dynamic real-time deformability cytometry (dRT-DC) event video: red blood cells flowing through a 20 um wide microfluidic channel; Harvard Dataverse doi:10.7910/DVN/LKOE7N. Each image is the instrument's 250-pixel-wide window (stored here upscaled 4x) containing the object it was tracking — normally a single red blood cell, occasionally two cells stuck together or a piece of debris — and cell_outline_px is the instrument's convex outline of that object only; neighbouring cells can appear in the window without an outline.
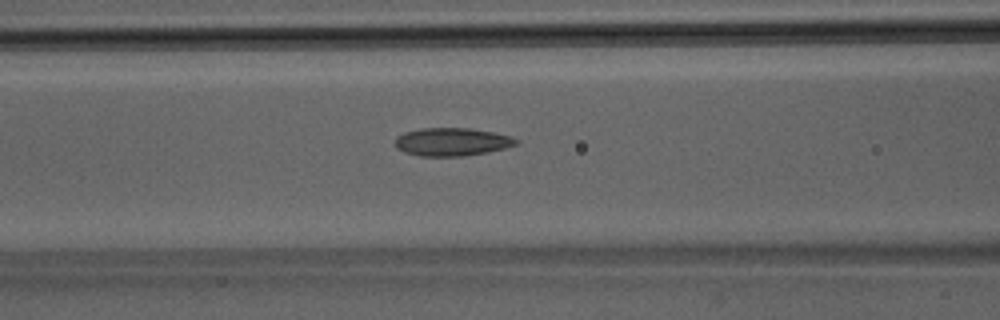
{"species": "Egyptian fruit bat (a non-hibernating species)", "species_latin": "Rousettus aegyptiacus", "temperature_condition": "room temperature", "stored_images_in_passage": 40, "camera_frame_rate_fps": 3000, "um_per_image_px": 0.085, "animal": {"sex": "male"}, "frame": {"image": 1, "passage_image": 17, "time_ms": 5.333, "image_size_px": [1000, 320], "cell_outline_px": [[520, 144], [488, 152], [464, 156], [420, 156], [404, 152], [396, 148], [396, 136], [404, 132], [420, 128], [468, 128], [492, 132], [512, 136], [520, 140]], "centroid_in_image_um": [38.43, 12.06], "position_along_channel_um": 128.2, "area_um2": 19.94}}
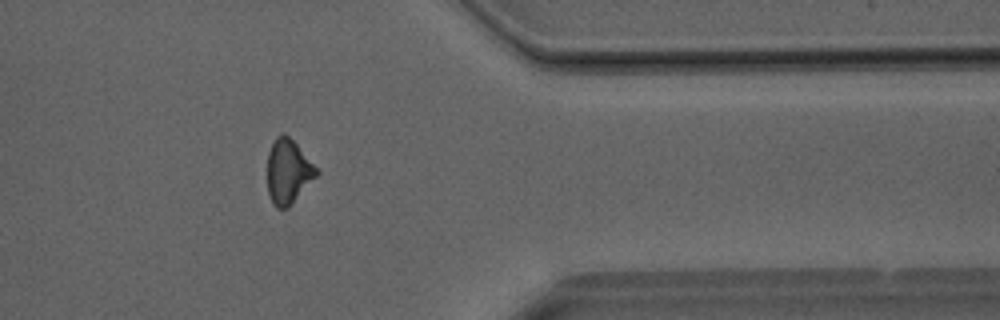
{"frame": {"image": 2, "passage_image": 33, "time_ms": 10.667, "image_size_px": [1000, 320], "cell_outline_px": [[320, 172], [288, 208], [276, 208], [272, 204], [268, 192], [268, 152], [276, 136], [284, 132], [296, 144]], "centroid_in_image_um": [24.48, 14.59], "position_along_channel_um": 386.9, "area_um2": 18.21}}
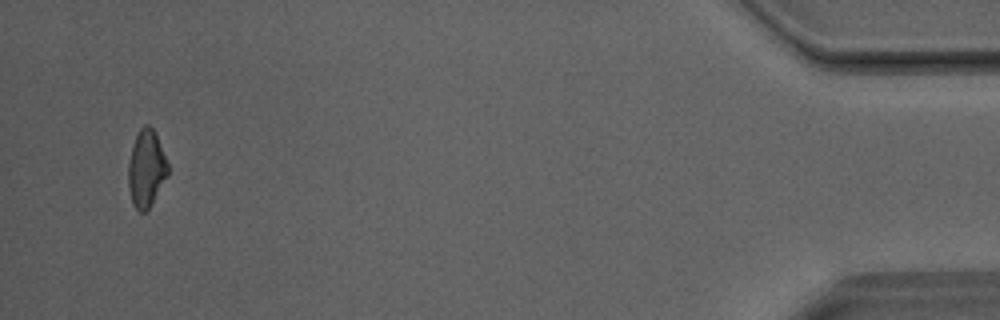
{"frame": {"image": 3, "passage_image": 39, "time_ms": 12.667, "image_size_px": [1000, 320], "cell_outline_px": [[168, 176], [152, 204], [144, 212], [140, 212], [132, 204], [128, 188], [128, 164], [132, 148], [136, 136], [140, 128], [144, 124], [148, 124], [156, 132], [168, 164]], "centroid_in_image_um": [12.44, 14.34], "position_along_channel_um": 422.8, "area_um2": 17.92}}